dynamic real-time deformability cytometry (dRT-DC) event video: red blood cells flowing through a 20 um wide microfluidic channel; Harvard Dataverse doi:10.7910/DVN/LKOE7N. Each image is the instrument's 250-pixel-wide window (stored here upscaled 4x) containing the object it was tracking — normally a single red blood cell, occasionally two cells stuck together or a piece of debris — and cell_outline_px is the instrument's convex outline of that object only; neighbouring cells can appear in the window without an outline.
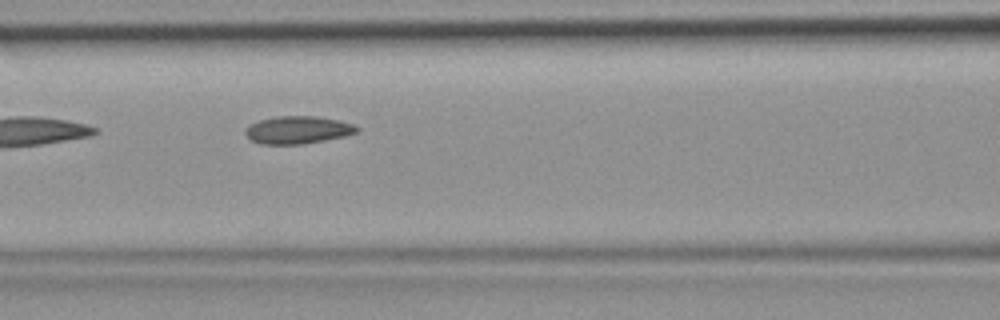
{"species": "common noctule bat (a hibernating species)", "species_latin": "Nyctalus noctula", "temperature_condition": "room temperature", "stored_images_in_passage": 5, "camera_frame_rate_fps": 3000, "um_per_image_px": 0.085, "animal": {"sex": "female", "body_mass_g": 19.9}, "frame": {"image": 1, "passage_image": 4, "time_ms": 1.0, "image_size_px": [1000, 320], "cell_outline_px": [[360, 128], [356, 132], [344, 136], [304, 144], [260, 144], [252, 140], [244, 132], [244, 128], [248, 124], [260, 120], [276, 116], [316, 116], [340, 120], [352, 124]], "centroid_in_image_um": [25.28, 11.03], "position_along_channel_um": 141.3, "area_um2": 17.98}}